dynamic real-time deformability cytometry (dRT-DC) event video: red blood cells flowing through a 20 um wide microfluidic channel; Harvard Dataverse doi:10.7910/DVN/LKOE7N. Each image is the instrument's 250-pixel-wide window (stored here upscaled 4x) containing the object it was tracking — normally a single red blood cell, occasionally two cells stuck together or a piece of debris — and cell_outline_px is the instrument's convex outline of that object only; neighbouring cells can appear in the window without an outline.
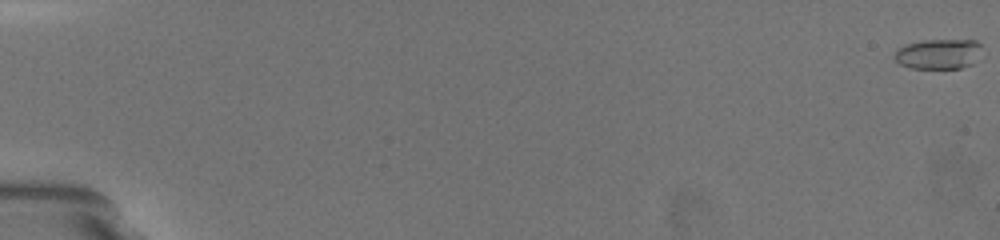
{"species": "common noctule bat (a hibernating species)", "species_latin": "Nyctalus noctula", "temperature_condition": "warm", "stored_images_in_passage": 7, "camera_frame_rate_fps": 3000, "um_per_image_px": 0.085, "animal": {"sex": "female", "body_mass_g": 19.5, "forearm_length_mm": 54.1}, "frame": {"image": 1, "passage_image": 1, "time_ms": 0.0, "image_size_px": [1000, 240], "cell_outline_px": [[980, 48], [972, 64], [960, 68], [912, 68], [900, 64], [892, 56], [896, 48], [904, 44], [924, 40], [976, 40], [980, 44]], "centroid_in_image_um": [79.69, 4.57], "position_along_channel_um": 5.3, "area_um2": 15.26}}